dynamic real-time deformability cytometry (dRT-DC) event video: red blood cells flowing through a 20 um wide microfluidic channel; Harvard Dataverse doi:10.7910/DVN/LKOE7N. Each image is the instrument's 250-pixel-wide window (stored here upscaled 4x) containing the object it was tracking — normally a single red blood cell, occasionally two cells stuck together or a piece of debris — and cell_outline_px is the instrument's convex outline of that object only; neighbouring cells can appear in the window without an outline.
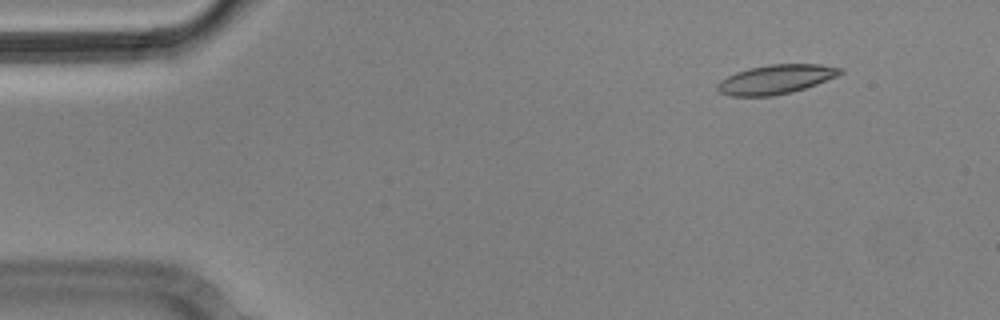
{"species": "Egyptian fruit bat (a non-hibernating species)", "species_latin": "Rousettus aegyptiacus", "temperature_condition": "cold", "stored_images_in_passage": 5, "camera_frame_rate_fps": 3000, "um_per_image_px": 0.085, "animal": {"sex": "male"}, "frame": {"image": 1, "passage_image": 1, "time_ms": 0.0, "image_size_px": [1000, 320], "cell_outline_px": [[844, 72], [836, 76], [816, 84], [792, 92], [772, 96], [728, 96], [720, 92], [716, 88], [716, 84], [720, 80], [736, 72], [748, 68], [768, 64], [820, 64], [844, 68]], "centroid_in_image_um": [65.93, 6.74], "position_along_channel_um": 19.1, "area_um2": 20.98}}
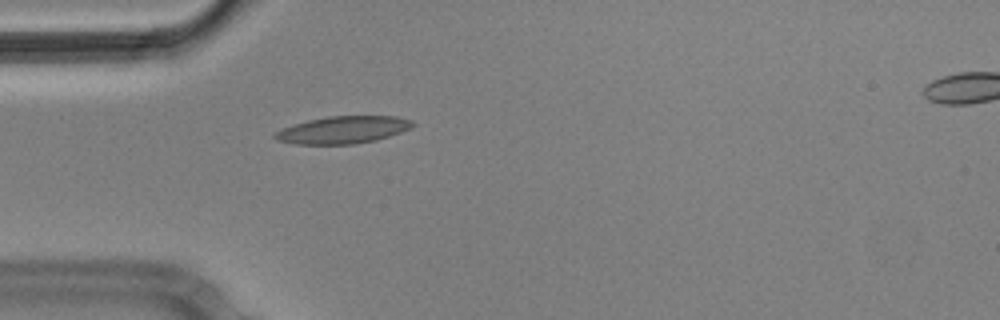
{"frame": {"image": 2, "passage_image": 4, "time_ms": 1.0, "image_size_px": [1000, 320], "cell_outline_px": [[416, 124], [400, 132], [376, 140], [352, 144], [292, 144], [276, 140], [272, 136], [276, 132], [284, 128], [308, 120], [328, 116], [396, 116], [412, 120]], "centroid_in_image_um": [29.14, 11.04], "position_along_channel_um": 55.9, "area_um2": 21.73}}